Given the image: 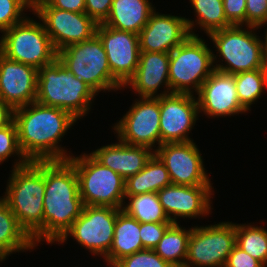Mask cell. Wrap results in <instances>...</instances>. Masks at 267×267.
Instances as JSON below:
<instances>
[{
  "label": "cell",
  "mask_w": 267,
  "mask_h": 267,
  "mask_svg": "<svg viewBox=\"0 0 267 267\" xmlns=\"http://www.w3.org/2000/svg\"><path fill=\"white\" fill-rule=\"evenodd\" d=\"M19 146L29 161L68 160L72 155L59 142L77 119L52 106L32 102L14 109Z\"/></svg>",
  "instance_id": "1"
},
{
  "label": "cell",
  "mask_w": 267,
  "mask_h": 267,
  "mask_svg": "<svg viewBox=\"0 0 267 267\" xmlns=\"http://www.w3.org/2000/svg\"><path fill=\"white\" fill-rule=\"evenodd\" d=\"M83 207L74 165L69 160L45 161L43 227L32 237L34 244L58 242L81 215Z\"/></svg>",
  "instance_id": "2"
},
{
  "label": "cell",
  "mask_w": 267,
  "mask_h": 267,
  "mask_svg": "<svg viewBox=\"0 0 267 267\" xmlns=\"http://www.w3.org/2000/svg\"><path fill=\"white\" fill-rule=\"evenodd\" d=\"M3 196L20 226L32 238L43 227L45 161L13 168Z\"/></svg>",
  "instance_id": "3"
},
{
  "label": "cell",
  "mask_w": 267,
  "mask_h": 267,
  "mask_svg": "<svg viewBox=\"0 0 267 267\" xmlns=\"http://www.w3.org/2000/svg\"><path fill=\"white\" fill-rule=\"evenodd\" d=\"M98 95L89 85L79 81L56 58L38 69L36 102L61 108L79 120L91 109V101Z\"/></svg>",
  "instance_id": "4"
},
{
  "label": "cell",
  "mask_w": 267,
  "mask_h": 267,
  "mask_svg": "<svg viewBox=\"0 0 267 267\" xmlns=\"http://www.w3.org/2000/svg\"><path fill=\"white\" fill-rule=\"evenodd\" d=\"M232 25L209 34L210 40L217 49L218 55L213 53L214 69L227 74L264 69L265 52L263 40L254 32L259 27ZM253 29V30H252ZM216 56L226 64L219 63Z\"/></svg>",
  "instance_id": "5"
},
{
  "label": "cell",
  "mask_w": 267,
  "mask_h": 267,
  "mask_svg": "<svg viewBox=\"0 0 267 267\" xmlns=\"http://www.w3.org/2000/svg\"><path fill=\"white\" fill-rule=\"evenodd\" d=\"M205 42L199 36L190 35L169 53L171 93L197 94L201 85L215 70L213 51Z\"/></svg>",
  "instance_id": "6"
},
{
  "label": "cell",
  "mask_w": 267,
  "mask_h": 267,
  "mask_svg": "<svg viewBox=\"0 0 267 267\" xmlns=\"http://www.w3.org/2000/svg\"><path fill=\"white\" fill-rule=\"evenodd\" d=\"M68 160L74 165L84 206L123 208L126 180L122 176L102 165L91 154L73 155Z\"/></svg>",
  "instance_id": "7"
},
{
  "label": "cell",
  "mask_w": 267,
  "mask_h": 267,
  "mask_svg": "<svg viewBox=\"0 0 267 267\" xmlns=\"http://www.w3.org/2000/svg\"><path fill=\"white\" fill-rule=\"evenodd\" d=\"M57 59L76 79L85 82L98 94L123 88L111 74L107 54L97 35L59 50Z\"/></svg>",
  "instance_id": "8"
},
{
  "label": "cell",
  "mask_w": 267,
  "mask_h": 267,
  "mask_svg": "<svg viewBox=\"0 0 267 267\" xmlns=\"http://www.w3.org/2000/svg\"><path fill=\"white\" fill-rule=\"evenodd\" d=\"M2 33L0 52L11 60L40 69L57 58L43 23L29 16Z\"/></svg>",
  "instance_id": "9"
},
{
  "label": "cell",
  "mask_w": 267,
  "mask_h": 267,
  "mask_svg": "<svg viewBox=\"0 0 267 267\" xmlns=\"http://www.w3.org/2000/svg\"><path fill=\"white\" fill-rule=\"evenodd\" d=\"M121 210L110 206H84L81 215L58 244L64 243L68 236H72L91 254L104 257L103 262L108 265V252L113 242L115 222Z\"/></svg>",
  "instance_id": "10"
},
{
  "label": "cell",
  "mask_w": 267,
  "mask_h": 267,
  "mask_svg": "<svg viewBox=\"0 0 267 267\" xmlns=\"http://www.w3.org/2000/svg\"><path fill=\"white\" fill-rule=\"evenodd\" d=\"M235 245V223L194 226L188 239L184 267H224Z\"/></svg>",
  "instance_id": "11"
},
{
  "label": "cell",
  "mask_w": 267,
  "mask_h": 267,
  "mask_svg": "<svg viewBox=\"0 0 267 267\" xmlns=\"http://www.w3.org/2000/svg\"><path fill=\"white\" fill-rule=\"evenodd\" d=\"M32 12L41 19L57 52L67 46L90 40L96 35L98 23L86 13L54 8L46 1L34 7Z\"/></svg>",
  "instance_id": "12"
},
{
  "label": "cell",
  "mask_w": 267,
  "mask_h": 267,
  "mask_svg": "<svg viewBox=\"0 0 267 267\" xmlns=\"http://www.w3.org/2000/svg\"><path fill=\"white\" fill-rule=\"evenodd\" d=\"M139 99L112 128L121 142L155 151V145H158L157 148L161 145L159 97Z\"/></svg>",
  "instance_id": "13"
},
{
  "label": "cell",
  "mask_w": 267,
  "mask_h": 267,
  "mask_svg": "<svg viewBox=\"0 0 267 267\" xmlns=\"http://www.w3.org/2000/svg\"><path fill=\"white\" fill-rule=\"evenodd\" d=\"M175 185H211L203 165V156L193 141L164 143L154 151Z\"/></svg>",
  "instance_id": "14"
},
{
  "label": "cell",
  "mask_w": 267,
  "mask_h": 267,
  "mask_svg": "<svg viewBox=\"0 0 267 267\" xmlns=\"http://www.w3.org/2000/svg\"><path fill=\"white\" fill-rule=\"evenodd\" d=\"M159 102L161 145L193 141L189 133L199 117L197 98L192 94L171 93L159 97Z\"/></svg>",
  "instance_id": "15"
},
{
  "label": "cell",
  "mask_w": 267,
  "mask_h": 267,
  "mask_svg": "<svg viewBox=\"0 0 267 267\" xmlns=\"http://www.w3.org/2000/svg\"><path fill=\"white\" fill-rule=\"evenodd\" d=\"M96 35L102 41L112 76L124 86L137 70L140 56L139 36L98 24Z\"/></svg>",
  "instance_id": "16"
},
{
  "label": "cell",
  "mask_w": 267,
  "mask_h": 267,
  "mask_svg": "<svg viewBox=\"0 0 267 267\" xmlns=\"http://www.w3.org/2000/svg\"><path fill=\"white\" fill-rule=\"evenodd\" d=\"M212 185L170 184L157 192L160 204L172 223L177 219L198 218L211 213ZM211 196V197H210Z\"/></svg>",
  "instance_id": "17"
},
{
  "label": "cell",
  "mask_w": 267,
  "mask_h": 267,
  "mask_svg": "<svg viewBox=\"0 0 267 267\" xmlns=\"http://www.w3.org/2000/svg\"><path fill=\"white\" fill-rule=\"evenodd\" d=\"M199 113L207 117H225L245 113L236 91L235 76L214 70L197 93Z\"/></svg>",
  "instance_id": "18"
},
{
  "label": "cell",
  "mask_w": 267,
  "mask_h": 267,
  "mask_svg": "<svg viewBox=\"0 0 267 267\" xmlns=\"http://www.w3.org/2000/svg\"><path fill=\"white\" fill-rule=\"evenodd\" d=\"M38 69L0 52V98L13 110L36 101Z\"/></svg>",
  "instance_id": "19"
},
{
  "label": "cell",
  "mask_w": 267,
  "mask_h": 267,
  "mask_svg": "<svg viewBox=\"0 0 267 267\" xmlns=\"http://www.w3.org/2000/svg\"><path fill=\"white\" fill-rule=\"evenodd\" d=\"M190 35L185 17L160 14L155 9L138 34L140 51L170 53Z\"/></svg>",
  "instance_id": "20"
},
{
  "label": "cell",
  "mask_w": 267,
  "mask_h": 267,
  "mask_svg": "<svg viewBox=\"0 0 267 267\" xmlns=\"http://www.w3.org/2000/svg\"><path fill=\"white\" fill-rule=\"evenodd\" d=\"M168 68L169 53L140 51L137 70L123 88H132L139 97L158 98L171 94ZM161 85L166 89L158 94Z\"/></svg>",
  "instance_id": "21"
},
{
  "label": "cell",
  "mask_w": 267,
  "mask_h": 267,
  "mask_svg": "<svg viewBox=\"0 0 267 267\" xmlns=\"http://www.w3.org/2000/svg\"><path fill=\"white\" fill-rule=\"evenodd\" d=\"M118 141L115 144L101 146L90 154L102 165L112 169L126 180L146 166L154 155V150Z\"/></svg>",
  "instance_id": "22"
},
{
  "label": "cell",
  "mask_w": 267,
  "mask_h": 267,
  "mask_svg": "<svg viewBox=\"0 0 267 267\" xmlns=\"http://www.w3.org/2000/svg\"><path fill=\"white\" fill-rule=\"evenodd\" d=\"M154 10L149 0H113L110 14L102 24L139 34Z\"/></svg>",
  "instance_id": "23"
},
{
  "label": "cell",
  "mask_w": 267,
  "mask_h": 267,
  "mask_svg": "<svg viewBox=\"0 0 267 267\" xmlns=\"http://www.w3.org/2000/svg\"><path fill=\"white\" fill-rule=\"evenodd\" d=\"M144 250L140 238V222L121 210L115 222L114 237L108 252V265L121 258Z\"/></svg>",
  "instance_id": "24"
},
{
  "label": "cell",
  "mask_w": 267,
  "mask_h": 267,
  "mask_svg": "<svg viewBox=\"0 0 267 267\" xmlns=\"http://www.w3.org/2000/svg\"><path fill=\"white\" fill-rule=\"evenodd\" d=\"M170 184L172 182L169 172L161 160L154 154L142 170L126 179L125 196L157 193Z\"/></svg>",
  "instance_id": "25"
},
{
  "label": "cell",
  "mask_w": 267,
  "mask_h": 267,
  "mask_svg": "<svg viewBox=\"0 0 267 267\" xmlns=\"http://www.w3.org/2000/svg\"><path fill=\"white\" fill-rule=\"evenodd\" d=\"M36 245L20 226L17 217L10 210L7 200L0 198V249L9 256L13 252L32 250Z\"/></svg>",
  "instance_id": "26"
},
{
  "label": "cell",
  "mask_w": 267,
  "mask_h": 267,
  "mask_svg": "<svg viewBox=\"0 0 267 267\" xmlns=\"http://www.w3.org/2000/svg\"><path fill=\"white\" fill-rule=\"evenodd\" d=\"M191 7L195 11L197 19L186 18L189 32L192 36H199L193 32L194 25H199L200 29L209 35L212 32L232 26L226 19L223 0H189ZM192 20V21H191Z\"/></svg>",
  "instance_id": "27"
},
{
  "label": "cell",
  "mask_w": 267,
  "mask_h": 267,
  "mask_svg": "<svg viewBox=\"0 0 267 267\" xmlns=\"http://www.w3.org/2000/svg\"><path fill=\"white\" fill-rule=\"evenodd\" d=\"M178 223H172L162 239L154 247V251L173 267H184L187 257L188 239L191 228L186 230Z\"/></svg>",
  "instance_id": "28"
},
{
  "label": "cell",
  "mask_w": 267,
  "mask_h": 267,
  "mask_svg": "<svg viewBox=\"0 0 267 267\" xmlns=\"http://www.w3.org/2000/svg\"><path fill=\"white\" fill-rule=\"evenodd\" d=\"M128 203L122 210L140 223H172L160 204L157 193H144L134 196H125Z\"/></svg>",
  "instance_id": "29"
},
{
  "label": "cell",
  "mask_w": 267,
  "mask_h": 267,
  "mask_svg": "<svg viewBox=\"0 0 267 267\" xmlns=\"http://www.w3.org/2000/svg\"><path fill=\"white\" fill-rule=\"evenodd\" d=\"M236 245L267 267V230L261 226L236 224Z\"/></svg>",
  "instance_id": "30"
},
{
  "label": "cell",
  "mask_w": 267,
  "mask_h": 267,
  "mask_svg": "<svg viewBox=\"0 0 267 267\" xmlns=\"http://www.w3.org/2000/svg\"><path fill=\"white\" fill-rule=\"evenodd\" d=\"M235 76L236 91L240 104L248 111L251 105L261 98L267 81L264 69L237 73Z\"/></svg>",
  "instance_id": "31"
},
{
  "label": "cell",
  "mask_w": 267,
  "mask_h": 267,
  "mask_svg": "<svg viewBox=\"0 0 267 267\" xmlns=\"http://www.w3.org/2000/svg\"><path fill=\"white\" fill-rule=\"evenodd\" d=\"M18 155V160L13 165V168H18L26 165L30 161L24 156L18 140L17 127L12 120L8 125L0 128V163L4 162L12 155Z\"/></svg>",
  "instance_id": "32"
},
{
  "label": "cell",
  "mask_w": 267,
  "mask_h": 267,
  "mask_svg": "<svg viewBox=\"0 0 267 267\" xmlns=\"http://www.w3.org/2000/svg\"><path fill=\"white\" fill-rule=\"evenodd\" d=\"M28 8L30 9L27 0H0L1 33L22 22L27 17L24 11Z\"/></svg>",
  "instance_id": "33"
},
{
  "label": "cell",
  "mask_w": 267,
  "mask_h": 267,
  "mask_svg": "<svg viewBox=\"0 0 267 267\" xmlns=\"http://www.w3.org/2000/svg\"><path fill=\"white\" fill-rule=\"evenodd\" d=\"M115 267H173L153 249H144L118 260Z\"/></svg>",
  "instance_id": "34"
},
{
  "label": "cell",
  "mask_w": 267,
  "mask_h": 267,
  "mask_svg": "<svg viewBox=\"0 0 267 267\" xmlns=\"http://www.w3.org/2000/svg\"><path fill=\"white\" fill-rule=\"evenodd\" d=\"M172 223H140V238L144 249H154Z\"/></svg>",
  "instance_id": "35"
},
{
  "label": "cell",
  "mask_w": 267,
  "mask_h": 267,
  "mask_svg": "<svg viewBox=\"0 0 267 267\" xmlns=\"http://www.w3.org/2000/svg\"><path fill=\"white\" fill-rule=\"evenodd\" d=\"M267 20V0H246L245 25L259 27Z\"/></svg>",
  "instance_id": "36"
},
{
  "label": "cell",
  "mask_w": 267,
  "mask_h": 267,
  "mask_svg": "<svg viewBox=\"0 0 267 267\" xmlns=\"http://www.w3.org/2000/svg\"><path fill=\"white\" fill-rule=\"evenodd\" d=\"M224 12L231 25L245 26L246 0H223Z\"/></svg>",
  "instance_id": "37"
},
{
  "label": "cell",
  "mask_w": 267,
  "mask_h": 267,
  "mask_svg": "<svg viewBox=\"0 0 267 267\" xmlns=\"http://www.w3.org/2000/svg\"><path fill=\"white\" fill-rule=\"evenodd\" d=\"M113 0H85V13L98 24L103 23L110 14Z\"/></svg>",
  "instance_id": "38"
},
{
  "label": "cell",
  "mask_w": 267,
  "mask_h": 267,
  "mask_svg": "<svg viewBox=\"0 0 267 267\" xmlns=\"http://www.w3.org/2000/svg\"><path fill=\"white\" fill-rule=\"evenodd\" d=\"M224 267H265L260 261L250 256L240 247L235 245L228 255Z\"/></svg>",
  "instance_id": "39"
},
{
  "label": "cell",
  "mask_w": 267,
  "mask_h": 267,
  "mask_svg": "<svg viewBox=\"0 0 267 267\" xmlns=\"http://www.w3.org/2000/svg\"><path fill=\"white\" fill-rule=\"evenodd\" d=\"M54 8L75 13H85V0H46Z\"/></svg>",
  "instance_id": "40"
},
{
  "label": "cell",
  "mask_w": 267,
  "mask_h": 267,
  "mask_svg": "<svg viewBox=\"0 0 267 267\" xmlns=\"http://www.w3.org/2000/svg\"><path fill=\"white\" fill-rule=\"evenodd\" d=\"M13 109L0 98V128L13 120Z\"/></svg>",
  "instance_id": "41"
},
{
  "label": "cell",
  "mask_w": 267,
  "mask_h": 267,
  "mask_svg": "<svg viewBox=\"0 0 267 267\" xmlns=\"http://www.w3.org/2000/svg\"><path fill=\"white\" fill-rule=\"evenodd\" d=\"M46 0H27L28 5L30 9L32 10L34 7H36L38 4L45 2Z\"/></svg>",
  "instance_id": "42"
},
{
  "label": "cell",
  "mask_w": 267,
  "mask_h": 267,
  "mask_svg": "<svg viewBox=\"0 0 267 267\" xmlns=\"http://www.w3.org/2000/svg\"><path fill=\"white\" fill-rule=\"evenodd\" d=\"M267 26V20L260 26V27H262V26ZM265 37H264V42H263V46H264V52H265V55H267V29H266V31H265Z\"/></svg>",
  "instance_id": "43"
},
{
  "label": "cell",
  "mask_w": 267,
  "mask_h": 267,
  "mask_svg": "<svg viewBox=\"0 0 267 267\" xmlns=\"http://www.w3.org/2000/svg\"><path fill=\"white\" fill-rule=\"evenodd\" d=\"M8 257L1 249H0V262L4 261Z\"/></svg>",
  "instance_id": "44"
},
{
  "label": "cell",
  "mask_w": 267,
  "mask_h": 267,
  "mask_svg": "<svg viewBox=\"0 0 267 267\" xmlns=\"http://www.w3.org/2000/svg\"><path fill=\"white\" fill-rule=\"evenodd\" d=\"M264 71H265L266 81H267V55L265 56V61H264Z\"/></svg>",
  "instance_id": "45"
}]
</instances>
